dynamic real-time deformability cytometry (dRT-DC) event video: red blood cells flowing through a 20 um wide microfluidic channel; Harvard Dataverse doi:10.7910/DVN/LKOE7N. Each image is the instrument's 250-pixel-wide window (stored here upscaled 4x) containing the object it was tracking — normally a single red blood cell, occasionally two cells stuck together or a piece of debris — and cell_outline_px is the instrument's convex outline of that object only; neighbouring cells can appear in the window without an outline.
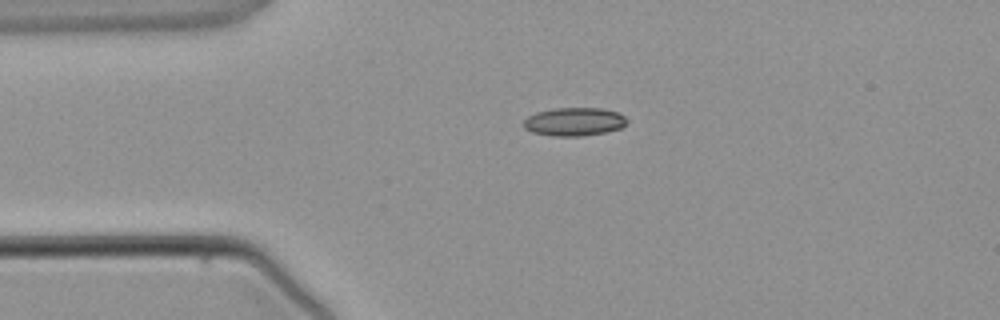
{"species": "common noctule bat (a hibernating species)", "species_latin": "Nyctalus noctula", "temperature_condition": "warm", "stored_images_in_passage": 2, "camera_frame_rate_fps": 3000, "um_per_image_px": 0.085, "animal": {"sex": "male", "body_mass_g": 21.5, "forearm_length_mm": 52.0}, "frame": {"image": 1, "passage_image": 1, "time_ms": 0.0, "image_size_px": [1000, 320], "cell_outline_px": [[628, 120], [620, 128], [604, 132], [584, 136], [552, 136], [532, 132], [524, 128], [524, 120], [528, 116], [536, 112], [556, 108], [600, 108], [616, 112], [624, 116]], "centroid_in_image_um": [48.78, 10.35], "position_along_channel_um": 36.2, "area_um2": 16.94}}